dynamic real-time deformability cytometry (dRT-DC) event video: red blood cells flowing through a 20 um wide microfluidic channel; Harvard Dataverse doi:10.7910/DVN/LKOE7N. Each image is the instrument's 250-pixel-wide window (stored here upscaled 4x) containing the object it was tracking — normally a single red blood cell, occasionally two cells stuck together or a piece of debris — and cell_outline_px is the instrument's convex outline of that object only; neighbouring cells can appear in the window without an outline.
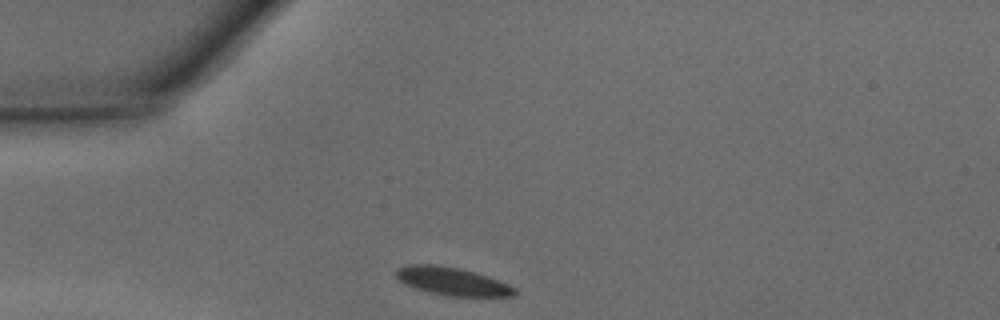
{"species": "common noctule bat (a hibernating species)", "species_latin": "Nyctalus noctula", "temperature_condition": "warm", "stored_images_in_passage": 25, "camera_frame_rate_fps": 3000, "um_per_image_px": 0.085, "animal": {"sex": "male", "body_mass_g": 15.6}, "frame": {"image": 1, "passage_image": 1, "time_ms": 0.0, "image_size_px": [1000, 320], "cell_outline_px": [[520, 292], [516, 296], [448, 296], [428, 292], [404, 284], [396, 276], [396, 268], [408, 264], [436, 264], [460, 268], [476, 272], [488, 276], [508, 284], [516, 288]], "centroid_in_image_um": [38.47, 23.9], "position_along_channel_um": 46.5, "area_um2": 19.59}}
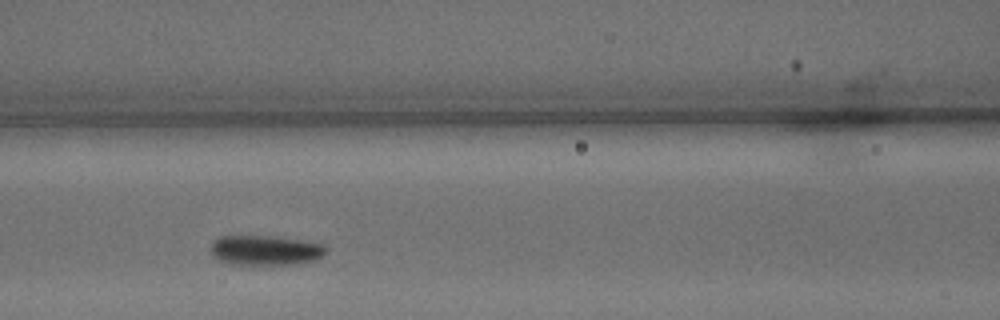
{"frame": {"image": 2, "passage_image": 9, "time_ms": 2.667, "image_size_px": [1000, 320], "cell_outline_px": [[328, 252], [324, 256], [316, 260], [292, 264], [232, 264], [220, 260], [212, 256], [212, 240], [220, 236], [276, 236], [324, 244], [328, 248]], "centroid_in_image_um": [22.6, 21.26], "position_along_channel_um": 144.0, "area_um2": 20.17}}
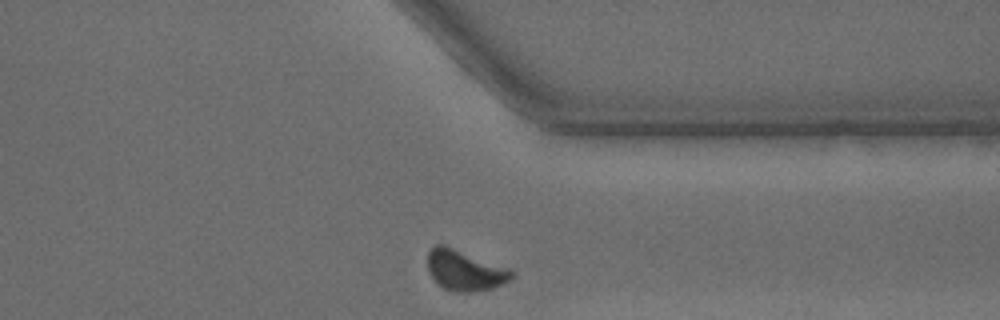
{"frame": {"image": 3, "passage_image": 25, "time_ms": 8.0, "image_size_px": [1000, 320], "cell_outline_px": [[516, 272], [508, 280], [492, 288], [472, 292], [452, 292], [436, 284], [428, 272], [428, 252], [436, 244], [444, 244], [508, 268]], "centroid_in_image_um": [39.46, 22.98], "position_along_channel_um": 371.9, "area_um2": 19.83}, "authors_computed_cell_mechanics": {"area_um2": 19.8832, "velocity_mm_per_s": 4.3052, "shape_relaxation_time_tau1_ms": 3.173, "shape_relaxation_time_tau2_ms": null, "deformation_change_tau1": 0.14, "deformation_change_tau2": null}}